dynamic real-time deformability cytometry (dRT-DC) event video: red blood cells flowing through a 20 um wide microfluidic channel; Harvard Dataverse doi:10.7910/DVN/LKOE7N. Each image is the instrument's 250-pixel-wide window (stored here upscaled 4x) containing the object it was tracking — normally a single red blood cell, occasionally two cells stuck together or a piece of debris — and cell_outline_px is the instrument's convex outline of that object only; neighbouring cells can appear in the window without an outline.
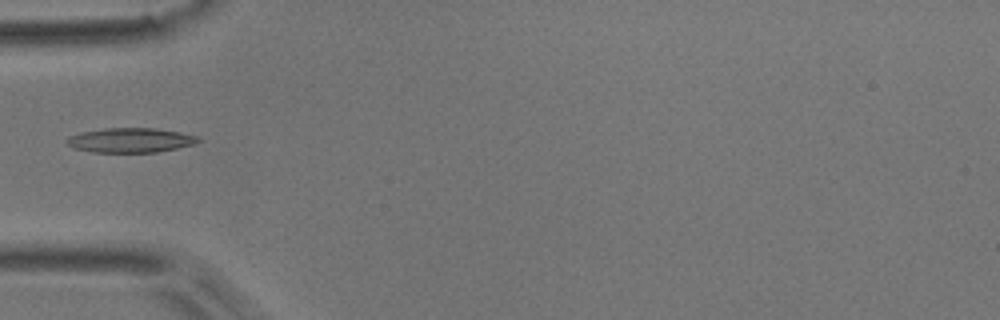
{"species": "common noctule bat (a hibernating species)", "species_latin": "Nyctalus noctula", "temperature_condition": "room temperature", "stored_images_in_passage": 6, "camera_frame_rate_fps": 3000, "um_per_image_px": 0.085, "animal": {"sex": "male", "body_mass_g": 17.9}, "frame": {"image": 1, "passage_image": 5, "time_ms": 1.333, "image_size_px": [1000, 320], "cell_outline_px": [[200, 140], [192, 144], [176, 148], [156, 152], [92, 152], [72, 148], [64, 140], [68, 136], [84, 132], [104, 128], [156, 128], [180, 132], [200, 136]], "centroid_in_image_um": [11.07, 11.91], "position_along_channel_um": 73.9, "area_um2": 18.79}}
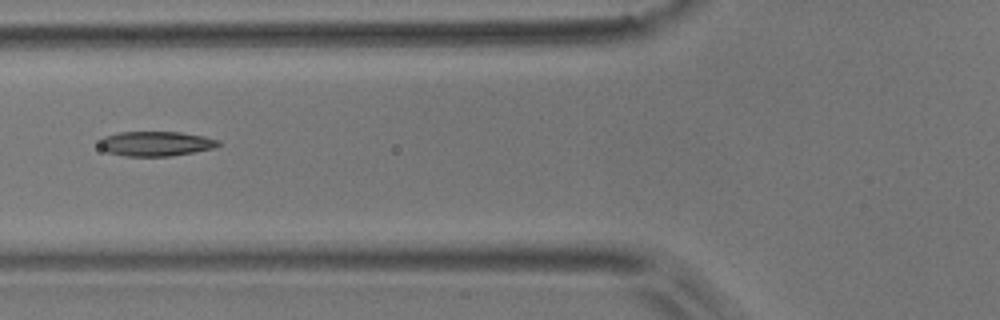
{"frame": {"image": 2, "passage_image": 6, "time_ms": 1.667, "image_size_px": [1000, 320], "cell_outline_px": [[220, 144], [212, 148], [172, 156], [124, 156], [108, 152], [100, 148], [100, 140], [104, 136], [120, 132], [180, 132], [204, 136], [220, 140]], "centroid_in_image_um": [13.23, 12.21], "position_along_channel_um": 112.6, "area_um2": 17.05}}